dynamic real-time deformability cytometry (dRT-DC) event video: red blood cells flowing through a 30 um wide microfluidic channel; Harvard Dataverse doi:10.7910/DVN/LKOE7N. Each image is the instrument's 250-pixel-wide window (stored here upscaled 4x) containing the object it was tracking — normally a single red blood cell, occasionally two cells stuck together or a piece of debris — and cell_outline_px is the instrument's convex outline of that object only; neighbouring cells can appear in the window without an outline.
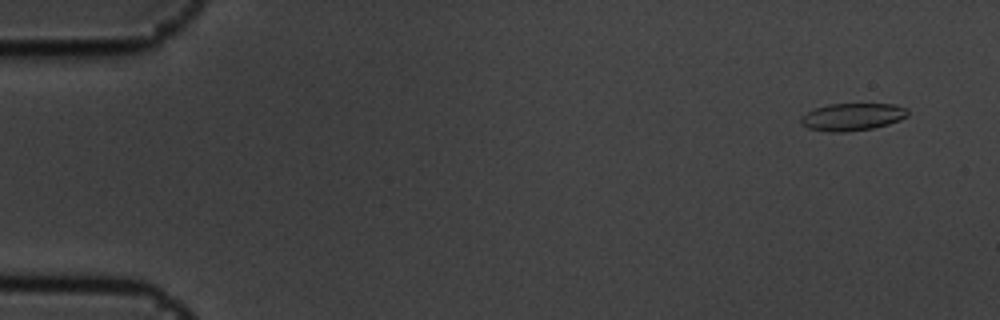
{"species": "common noctule bat (a hibernating species)", "species_latin": "Nyctalus noctula", "temperature_condition": "cold", "stored_images_in_passage": 6, "camera_frame_rate_fps": 3000, "um_per_image_px": 0.085, "animal": {"sex": "male", "body_mass_g": 19.5, "forearm_length_mm": 54.6}, "frame": {"image": 1, "passage_image": 1, "time_ms": 0.0, "image_size_px": [1000, 320], "cell_outline_px": [[908, 116], [900, 120], [888, 124], [872, 128], [844, 132], [828, 132], [808, 128], [800, 124], [800, 116], [816, 108], [828, 104], [896, 104], [908, 108]], "centroid_in_image_um": [72.45, 9.93], "position_along_channel_um": 12.5, "area_um2": 17.17}}
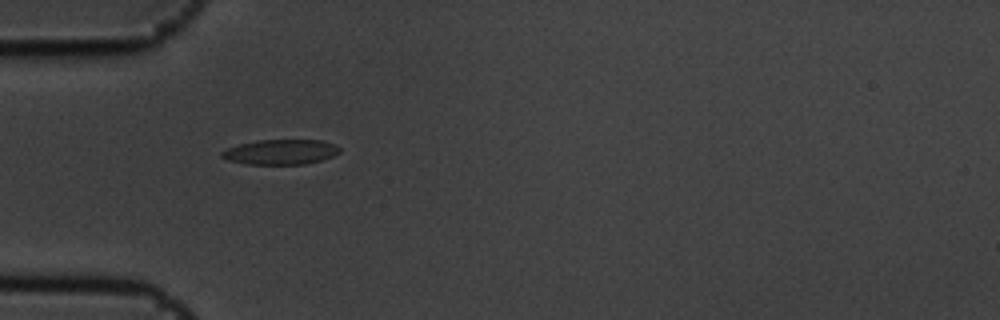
{"frame": {"image": 2, "passage_image": 5, "time_ms": 1.333, "image_size_px": [1000, 320], "cell_outline_px": [[340, 152], [332, 156], [320, 160], [304, 164], [248, 164], [228, 160], [220, 156], [220, 152], [228, 148], [240, 144], [256, 140], [320, 140], [336, 144], [340, 148]], "centroid_in_image_um": [23.85, 12.91], "position_along_channel_um": 61.1, "area_um2": 17.11}}
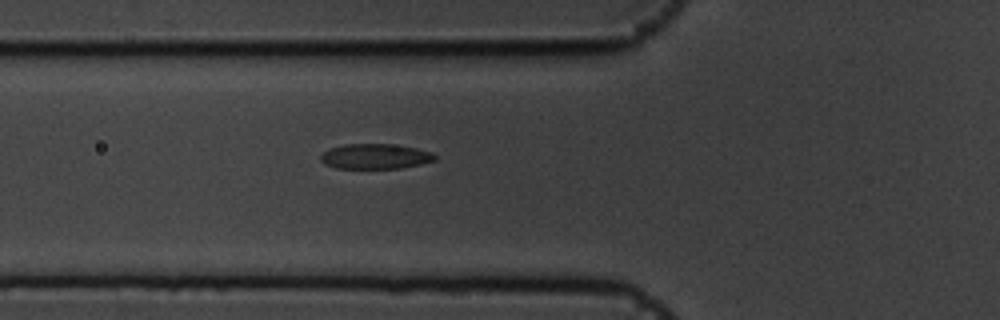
{"frame": {"image": 3, "passage_image": 6, "time_ms": 1.667, "image_size_px": [1000, 320], "cell_outline_px": [[436, 160], [420, 164], [400, 168], [336, 168], [324, 164], [320, 160], [320, 156], [328, 148], [344, 144], [388, 144], [416, 148], [432, 152], [436, 156]], "centroid_in_image_um": [31.87, 13.29], "position_along_channel_um": 93.9, "area_um2": 16.7}}